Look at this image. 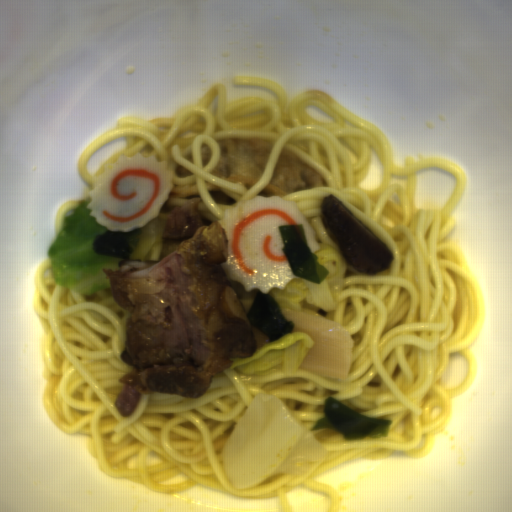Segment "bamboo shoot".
Here are the masks:
<instances>
[{
  "instance_id": "1",
  "label": "bamboo shoot",
  "mask_w": 512,
  "mask_h": 512,
  "mask_svg": "<svg viewBox=\"0 0 512 512\" xmlns=\"http://www.w3.org/2000/svg\"><path fill=\"white\" fill-rule=\"evenodd\" d=\"M293 332H305L314 345L299 367L318 376L346 379L353 361L354 340L348 329L339 322L279 306Z\"/></svg>"
}]
</instances>
